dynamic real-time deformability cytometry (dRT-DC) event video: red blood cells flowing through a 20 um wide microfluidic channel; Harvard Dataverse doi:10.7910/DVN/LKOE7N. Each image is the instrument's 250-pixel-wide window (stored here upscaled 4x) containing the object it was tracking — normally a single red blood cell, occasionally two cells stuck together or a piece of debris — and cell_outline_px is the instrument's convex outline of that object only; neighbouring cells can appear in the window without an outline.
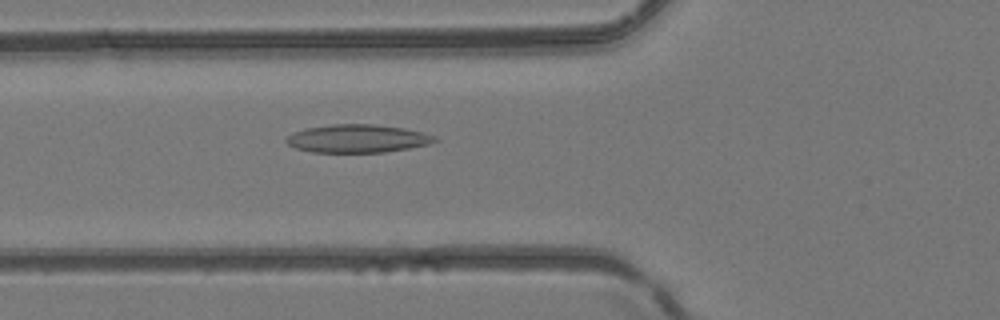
{"species": "common noctule bat (a hibernating species)", "species_latin": "Nyctalus noctula", "temperature_condition": "room temperature", "stored_images_in_passage": 30, "camera_frame_rate_fps": 3000, "um_per_image_px": 0.085, "animal": {"sex": "female", "body_mass_g": 24.6, "forearm_length_mm": 56.2}, "frame": {"image": 1, "passage_image": 3, "time_ms": 0.667, "image_size_px": [1000, 320], "cell_outline_px": [[440, 140], [428, 144], [408, 148], [384, 152], [312, 152], [296, 148], [288, 144], [284, 140], [292, 132], [304, 128], [332, 124], [372, 124], [404, 128], [424, 132], [436, 136]], "centroid_in_image_um": [30.38, 11.77], "position_along_channel_um": 95.4, "area_um2": 24.39}}
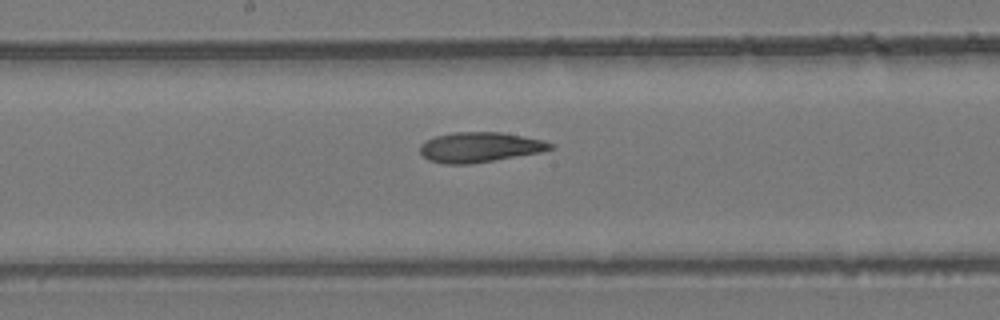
{"frame": {"image": 2, "passage_image": 11, "time_ms": 3.333, "image_size_px": [1000, 320], "cell_outline_px": [[556, 148], [540, 152], [468, 164], [444, 164], [428, 160], [420, 152], [420, 144], [436, 136], [452, 132], [500, 132], [544, 140], [556, 144]], "centroid_in_image_um": [40.8, 12.5], "position_along_channel_um": 207.4, "area_um2": 22.72}}
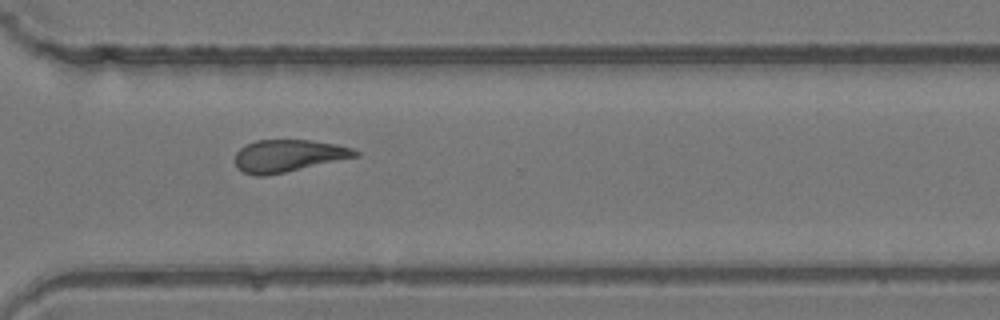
{"frame": {"image": 3, "passage_image": 21, "time_ms": 6.667, "image_size_px": [1000, 320], "cell_outline_px": [[360, 156], [284, 172], [264, 176], [256, 176], [244, 172], [236, 168], [236, 152], [240, 148], [256, 140], [312, 140], [336, 144], [352, 148], [360, 152]], "centroid_in_image_um": [24.52, 13.23], "position_along_channel_um": 346.1, "area_um2": 22.48}}